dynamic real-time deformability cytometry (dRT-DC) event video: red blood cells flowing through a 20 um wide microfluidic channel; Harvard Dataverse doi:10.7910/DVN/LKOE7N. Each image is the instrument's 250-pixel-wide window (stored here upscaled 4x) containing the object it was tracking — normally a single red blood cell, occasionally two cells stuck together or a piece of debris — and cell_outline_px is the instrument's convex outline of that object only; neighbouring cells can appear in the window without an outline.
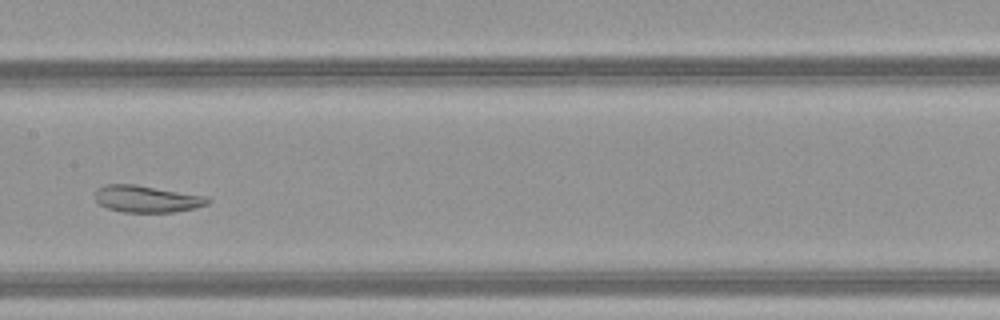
{"species": "common noctule bat (a hibernating species)", "species_latin": "Nyctalus noctula", "temperature_condition": "warm", "stored_images_in_passage": 40, "camera_frame_rate_fps": 3000, "um_per_image_px": 0.085, "animal": {"sex": "female", "body_mass_g": 21.9}, "frame": {"image": 1, "passage_image": 17, "time_ms": 5.333, "image_size_px": [1000, 320], "cell_outline_px": [[212, 200], [208, 204], [196, 208], [172, 212], [120, 212], [108, 208], [100, 204], [96, 200], [96, 188], [108, 184], [136, 184], [204, 196]], "centroid_in_image_um": [12.47, 16.91], "position_along_channel_um": 194.9, "area_um2": 17.57}}
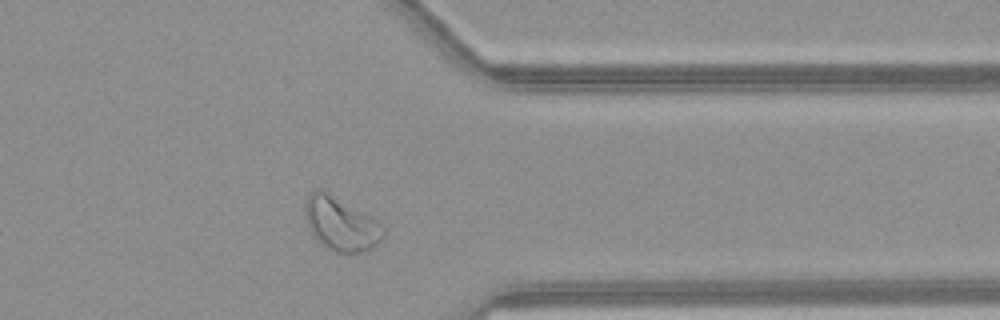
{"frame": {"image": 2, "passage_image": 31, "time_ms": 10.0, "image_size_px": [1000, 320], "cell_outline_px": [[384, 236], [372, 248], [360, 252], [336, 252], [320, 244], [312, 236], [304, 216], [304, 200], [312, 188], [324, 188], [372, 216], [384, 228]], "centroid_in_image_um": [28.91, 18.96], "position_along_channel_um": 382.5, "area_um2": 25.14}}
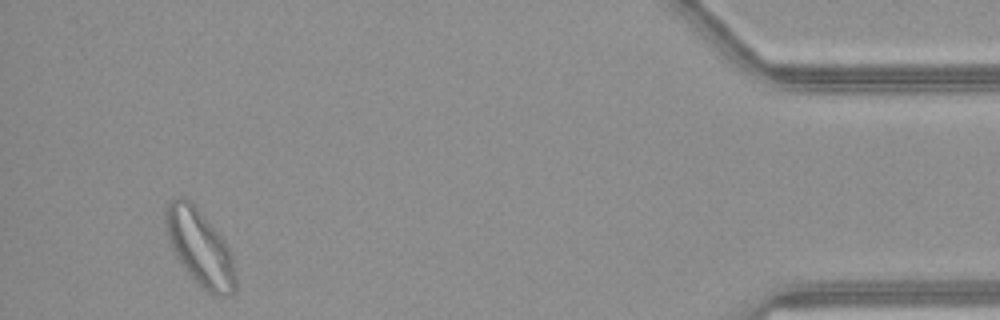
{"frame": {"image": 3, "passage_image": 38, "time_ms": 12.333, "image_size_px": [1000, 320], "cell_outline_px": [[236, 288], [232, 292], [224, 296], [212, 296], [188, 272], [176, 256], [172, 248], [168, 236], [164, 220], [164, 212], [168, 204], [176, 196], [184, 196], [200, 212], [224, 240], [232, 256], [236, 276]], "centroid_in_image_um": [16.99, 21.05], "position_along_channel_um": 418.2, "area_um2": 30.35}, "authors_computed_cell_mechanics": {"area_um2": 22.5131, "velocity_mm_per_s": 4.1406, "shape_relaxation_time_tau1_ms": null, "shape_relaxation_time_tau2_ms": 1.7457, "deformation_change_tau1": null, "deformation_change_tau2": 0.0639}}